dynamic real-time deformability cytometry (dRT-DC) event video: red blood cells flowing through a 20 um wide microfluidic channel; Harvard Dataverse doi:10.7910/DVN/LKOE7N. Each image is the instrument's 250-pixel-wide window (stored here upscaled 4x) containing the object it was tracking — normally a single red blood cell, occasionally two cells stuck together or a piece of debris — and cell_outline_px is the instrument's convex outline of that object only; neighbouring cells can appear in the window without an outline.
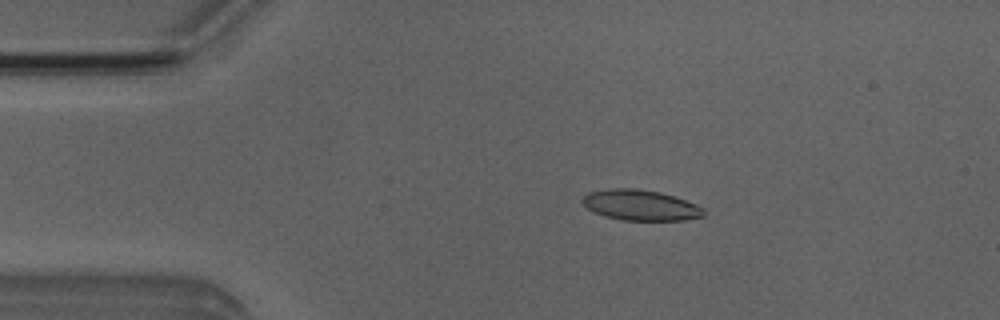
{"species": "Egyptian fruit bat (a non-hibernating species)", "species_latin": "Rousettus aegyptiacus", "temperature_condition": "room temperature", "stored_images_in_passage": 5, "camera_frame_rate_fps": 3000, "um_per_image_px": 0.085, "animal": {"sex": "male"}, "frame": {"image": 1, "passage_image": 3, "time_ms": 2.333, "image_size_px": [1000, 320], "cell_outline_px": [[704, 216], [684, 220], [620, 220], [604, 216], [588, 208], [580, 200], [588, 192], [608, 188], [636, 188], [660, 192], [696, 204], [704, 208]], "centroid_in_image_um": [54.42, 17.43], "position_along_channel_um": 30.6, "area_um2": 21.56}}